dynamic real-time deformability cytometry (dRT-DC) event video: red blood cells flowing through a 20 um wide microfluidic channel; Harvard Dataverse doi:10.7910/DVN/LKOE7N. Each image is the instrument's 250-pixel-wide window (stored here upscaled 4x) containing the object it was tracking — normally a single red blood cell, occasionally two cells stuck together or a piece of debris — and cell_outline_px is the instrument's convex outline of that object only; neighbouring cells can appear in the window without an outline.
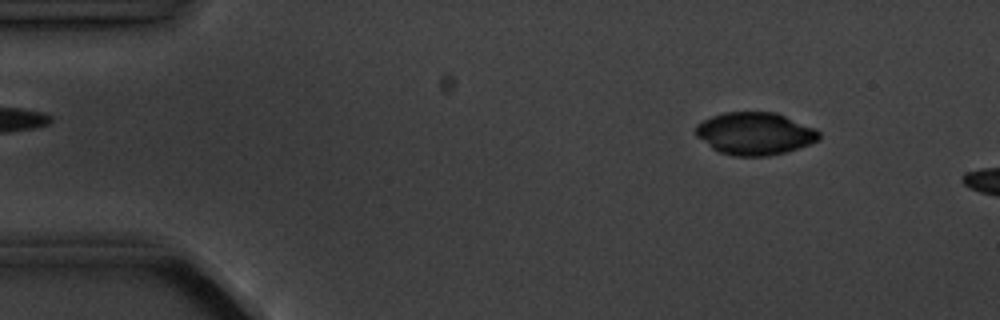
{"species": "common noctule bat (a hibernating species)", "species_latin": "Nyctalus noctula", "temperature_condition": "cold", "stored_images_in_passage": 3, "camera_frame_rate_fps": 3000, "um_per_image_px": 0.085, "animal": {"sex": "male", "body_mass_g": 20.1, "forearm_length_mm": 53.5}, "frame": {"image": 1, "passage_image": 1, "time_ms": 0.0, "image_size_px": [1000, 320], "cell_outline_px": [[820, 140], [784, 152], [768, 156], [736, 156], [720, 152], [712, 148], [696, 136], [696, 124], [712, 116], [724, 112], [776, 112], [816, 128], [820, 132]], "centroid_in_image_um": [64.17, 11.34], "position_along_channel_um": 20.8, "area_um2": 30.46}}